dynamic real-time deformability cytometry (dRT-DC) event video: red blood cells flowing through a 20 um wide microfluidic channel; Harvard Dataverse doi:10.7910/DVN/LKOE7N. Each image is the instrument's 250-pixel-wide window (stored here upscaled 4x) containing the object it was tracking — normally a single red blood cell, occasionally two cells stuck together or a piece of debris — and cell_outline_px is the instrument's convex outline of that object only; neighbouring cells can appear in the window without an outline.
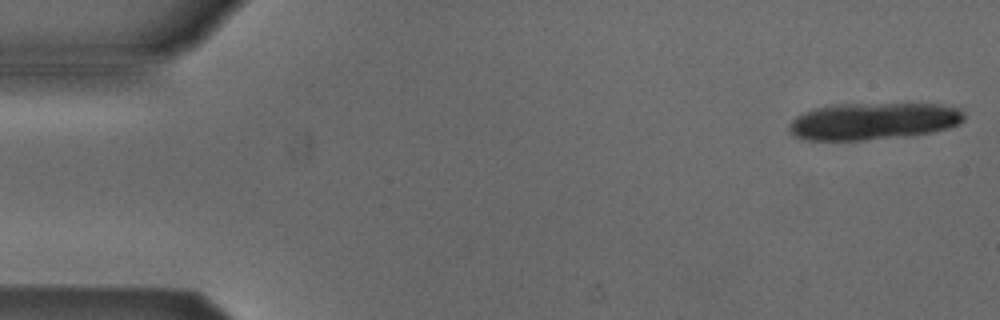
{"species": "Egyptian fruit bat (a non-hibernating species)", "species_latin": "Rousettus aegyptiacus", "temperature_condition": "cold", "stored_images_in_passage": 6, "camera_frame_rate_fps": 3000, "um_per_image_px": 0.085, "animal": {"sex": "male"}, "frame": {"image": 1, "passage_image": 1, "time_ms": 0.0, "image_size_px": [1000, 320], "cell_outline_px": [[964, 120], [960, 124], [948, 128], [932, 132], [904, 136], [860, 140], [808, 140], [792, 136], [788, 132], [788, 124], [796, 116], [812, 108], [832, 104], [940, 104], [960, 108], [964, 112]], "centroid_in_image_um": [74.2, 10.29], "position_along_channel_um": 10.8, "area_um2": 38.03}}